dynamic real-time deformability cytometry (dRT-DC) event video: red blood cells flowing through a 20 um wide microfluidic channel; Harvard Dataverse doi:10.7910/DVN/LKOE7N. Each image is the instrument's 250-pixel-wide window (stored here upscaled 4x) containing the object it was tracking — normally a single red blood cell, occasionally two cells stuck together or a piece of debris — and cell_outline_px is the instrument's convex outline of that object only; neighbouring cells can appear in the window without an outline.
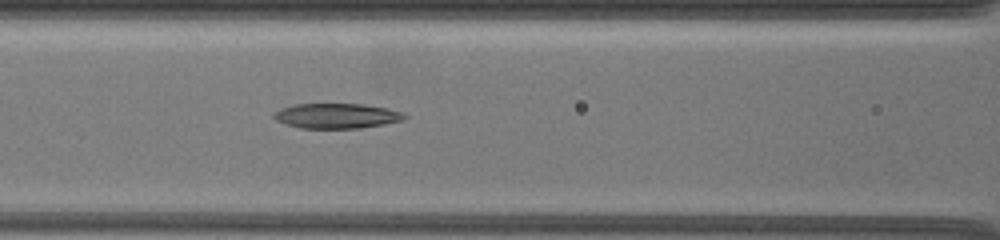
{"species": "common noctule bat (a hibernating species)", "species_latin": "Nyctalus noctula", "temperature_condition": "warm", "stored_images_in_passage": 37, "camera_frame_rate_fps": 3000, "um_per_image_px": 0.085, "animal": {"sex": "female", "body_mass_g": 19.5, "forearm_length_mm": 54.1}, "frame": {"image": 1, "passage_image": 6, "time_ms": 2.667, "image_size_px": [1000, 240], "cell_outline_px": [[408, 116], [404, 120], [384, 124], [360, 128], [300, 128], [276, 120], [272, 116], [280, 108], [296, 104], [364, 104], [388, 108], [404, 112]], "centroid_in_image_um": [28.67, 9.84], "position_along_channel_um": 137.9, "area_um2": 19.07}}
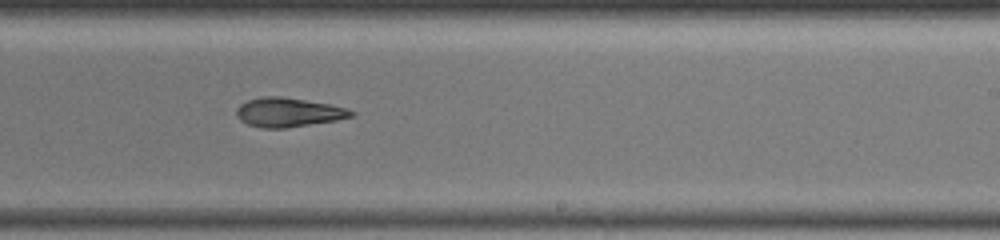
{"frame": {"image": 2, "passage_image": 17, "time_ms": 6.333, "image_size_px": [1000, 240], "cell_outline_px": [[356, 112], [352, 116], [336, 120], [284, 128], [264, 128], [248, 124], [240, 120], [236, 116], [236, 108], [240, 104], [248, 100], [264, 96], [280, 96], [328, 104], [344, 108]], "centroid_in_image_um": [24.46, 9.55], "position_along_channel_um": 264.5, "area_um2": 19.19}}
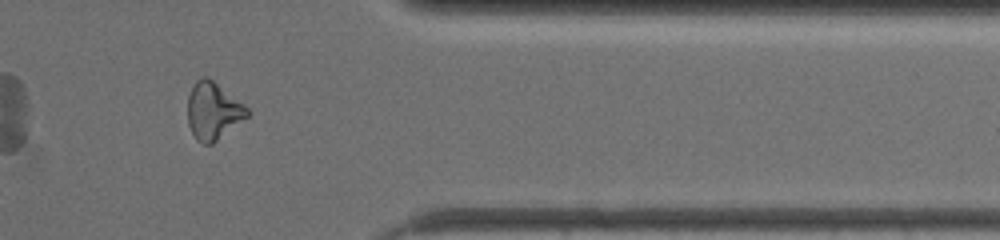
{"frame": {"image": 3, "passage_image": 30, "time_ms": 10.333, "image_size_px": [1000, 240], "cell_outline_px": [[252, 112], [248, 116], [212, 144], [204, 144], [196, 140], [188, 124], [188, 96], [196, 80], [204, 76], [212, 80], [244, 104]], "centroid_in_image_um": [18.12, 9.44], "position_along_channel_um": 393.3, "area_um2": 19.65}, "authors_computed_cell_mechanics": {"area_um2": 19.2474, "velocity_mm_per_s": 3.4554, "shape_relaxation_time_tau1_ms": 9.1011, "shape_relaxation_time_tau2_ms": 5.1365, "deformation_change_tau1": 0.2258, "deformation_change_tau2": 0.1398}}